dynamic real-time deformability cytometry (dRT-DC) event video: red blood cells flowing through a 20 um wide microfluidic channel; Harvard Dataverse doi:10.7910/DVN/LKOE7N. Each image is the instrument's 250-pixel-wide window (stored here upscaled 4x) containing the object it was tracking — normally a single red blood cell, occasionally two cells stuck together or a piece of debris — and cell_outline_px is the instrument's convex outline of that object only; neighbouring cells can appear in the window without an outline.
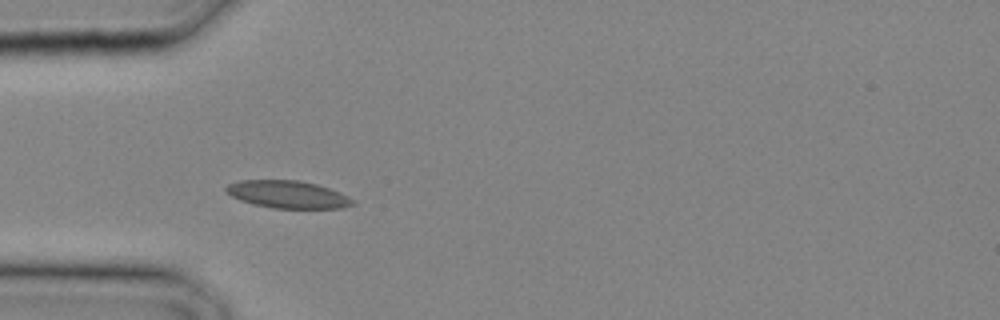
{"species": "common noctule bat (a hibernating species)", "species_latin": "Nyctalus noctula", "temperature_condition": "cold", "stored_images_in_passage": 3, "camera_frame_rate_fps": 3000, "um_per_image_px": 0.085, "animal": {"sex": "male", "body_mass_g": 20.4}, "frame": {"image": 1, "passage_image": 1, "time_ms": 0.0, "image_size_px": [1000, 320], "cell_outline_px": [[356, 204], [344, 208], [272, 208], [240, 200], [232, 196], [224, 188], [228, 184], [240, 180], [300, 180], [316, 184], [340, 192], [348, 196]], "centroid_in_image_um": [24.48, 16.52], "position_along_channel_um": 60.5, "area_um2": 20.17}}
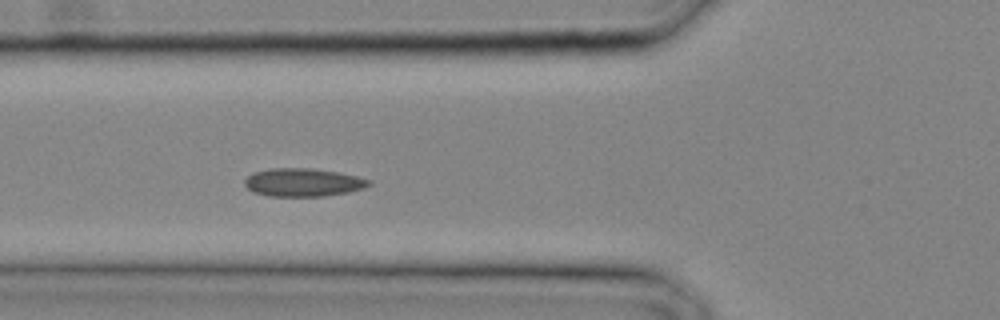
{"frame": {"image": 2, "passage_image": 3, "time_ms": 0.667, "image_size_px": [1000, 320], "cell_outline_px": [[372, 184], [364, 188], [348, 192], [324, 196], [268, 196], [252, 192], [244, 184], [244, 180], [252, 172], [272, 168], [308, 168], [340, 172], [372, 180]], "centroid_in_image_um": [25.76, 15.5], "position_along_channel_um": 100.0, "area_um2": 20.52}}